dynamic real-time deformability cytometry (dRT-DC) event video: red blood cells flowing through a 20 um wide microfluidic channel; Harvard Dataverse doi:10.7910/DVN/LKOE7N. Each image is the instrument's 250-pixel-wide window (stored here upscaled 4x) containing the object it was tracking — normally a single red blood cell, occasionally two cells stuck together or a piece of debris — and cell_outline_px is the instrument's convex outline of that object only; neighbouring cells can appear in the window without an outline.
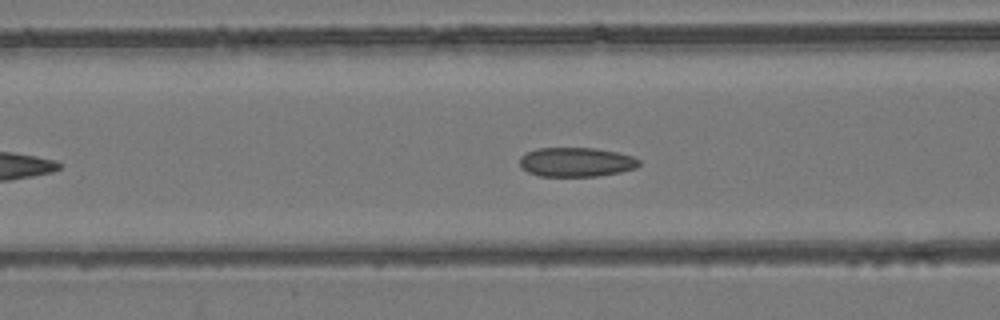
{"species": "common noctule bat (a hibernating species)", "species_latin": "Nyctalus noctula", "temperature_condition": "room temperature", "stored_images_in_passage": 30, "camera_frame_rate_fps": 3000, "um_per_image_px": 0.085, "animal": {"sex": "female", "body_mass_g": 24.6, "forearm_length_mm": 56.2}, "frame": {"image": 1, "passage_image": 7, "time_ms": 2.0, "image_size_px": [1000, 320], "cell_outline_px": [[640, 164], [636, 168], [620, 172], [596, 176], [540, 176], [528, 172], [520, 168], [520, 156], [536, 148], [596, 148], [616, 152], [632, 156], [640, 160]], "centroid_in_image_um": [48.96, 13.77], "position_along_channel_um": 117.6, "area_um2": 20.4}}
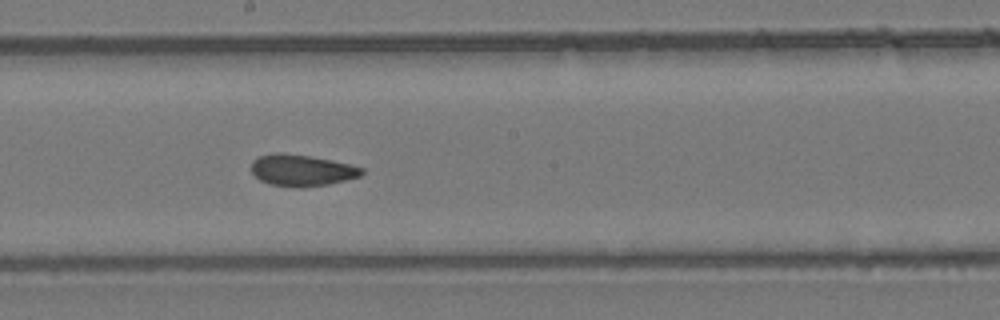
{"frame": {"image": 2, "passage_image": 15, "time_ms": 4.667, "image_size_px": [1000, 320], "cell_outline_px": [[364, 172], [360, 176], [328, 184], [304, 188], [300, 188], [268, 184], [260, 180], [252, 172], [252, 160], [260, 156], [276, 152], [280, 152], [308, 156], [332, 160], [364, 168]], "centroid_in_image_um": [25.63, 14.48], "position_along_channel_um": 222.6, "area_um2": 20.23}}
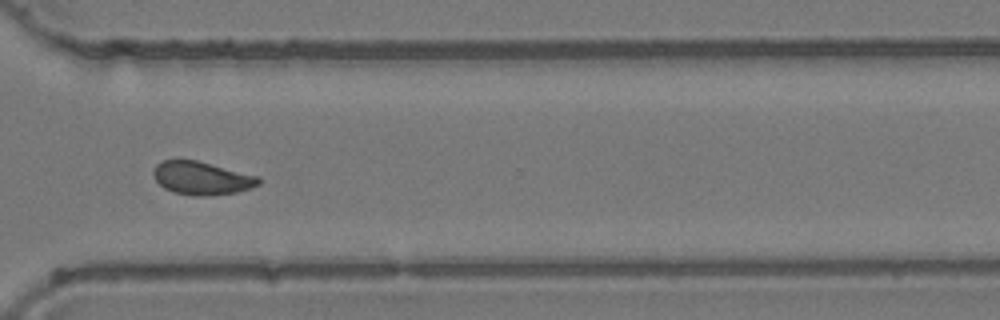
{"frame": {"image": 3, "passage_image": 25, "time_ms": 8.0, "image_size_px": [1000, 320], "cell_outline_px": [[260, 184], [236, 192], [204, 196], [192, 196], [172, 192], [164, 188], [152, 176], [152, 172], [156, 164], [160, 160], [196, 160], [260, 176]], "centroid_in_image_um": [17.11, 15.14], "position_along_channel_um": 353.5, "area_um2": 20.4}, "authors_computed_cell_mechanics": {"area_um2": 20.5479, "velocity_mm_per_s": 3.9374, "shape_relaxation_time_tau1_ms": null, "shape_relaxation_time_tau2_ms": 1.5001, "deformation_change_tau1": null, "deformation_change_tau2": 0.0737}}